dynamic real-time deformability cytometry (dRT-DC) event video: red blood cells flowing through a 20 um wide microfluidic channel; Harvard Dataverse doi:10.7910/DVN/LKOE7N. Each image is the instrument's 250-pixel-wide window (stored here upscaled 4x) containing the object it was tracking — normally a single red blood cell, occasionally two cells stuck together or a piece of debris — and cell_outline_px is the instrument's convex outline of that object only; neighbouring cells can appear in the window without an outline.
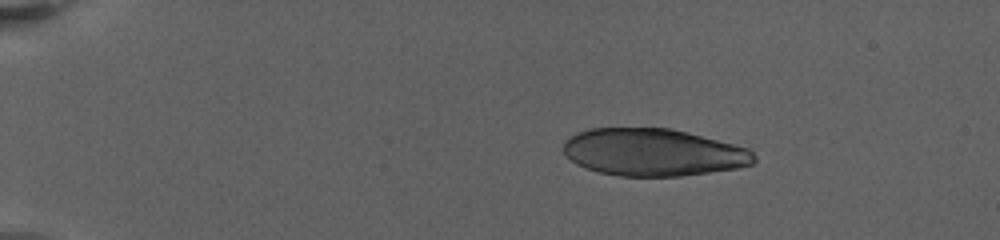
{"species": "human", "species_latin": "Homo sapiens", "temperature_condition": "warm", "stored_images_in_passage": 14, "camera_frame_rate_fps": 3000, "um_per_image_px": 0.085, "donor": {"sex": "female"}, "frame": {"image": 1, "passage_image": 1, "time_ms": 0.0, "image_size_px": [1000, 240], "cell_outline_px": [[756, 160], [752, 164], [736, 168], [680, 176], [620, 176], [600, 172], [584, 168], [576, 164], [564, 152], [564, 140], [576, 132], [588, 128], [672, 128], [748, 148], [756, 156]], "centroid_in_image_um": [55.5, 12.94], "position_along_channel_um": 29.5, "area_um2": 52.54}}
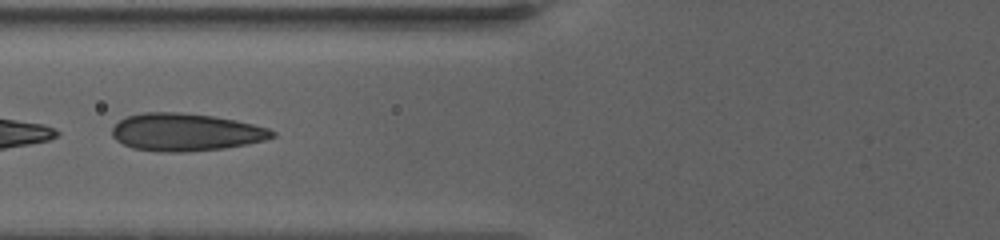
{"frame": {"image": 2, "passage_image": 9, "time_ms": 6.0, "image_size_px": [1000, 240], "cell_outline_px": [[276, 136], [264, 140], [248, 144], [224, 148], [184, 152], [164, 152], [132, 148], [116, 140], [112, 136], [112, 128], [124, 116], [144, 112], [176, 112], [212, 116], [236, 120], [268, 128], [276, 132]], "centroid_in_image_um": [15.77, 11.23], "position_along_channel_um": 110.0, "area_um2": 35.08}}
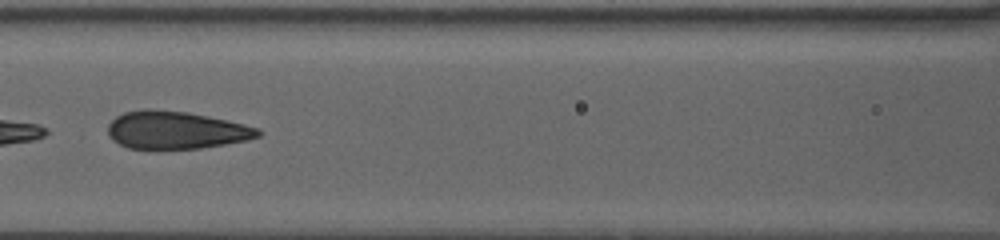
{"frame": {"image": 3, "passage_image": 11, "time_ms": 7.333, "image_size_px": [1000, 240], "cell_outline_px": [[260, 136], [248, 140], [200, 148], [128, 148], [112, 140], [108, 136], [108, 124], [116, 116], [124, 112], [144, 108], [148, 108], [188, 112], [228, 120], [260, 128]], "centroid_in_image_um": [14.94, 11.04], "position_along_channel_um": 151.7, "area_um2": 33.0}}